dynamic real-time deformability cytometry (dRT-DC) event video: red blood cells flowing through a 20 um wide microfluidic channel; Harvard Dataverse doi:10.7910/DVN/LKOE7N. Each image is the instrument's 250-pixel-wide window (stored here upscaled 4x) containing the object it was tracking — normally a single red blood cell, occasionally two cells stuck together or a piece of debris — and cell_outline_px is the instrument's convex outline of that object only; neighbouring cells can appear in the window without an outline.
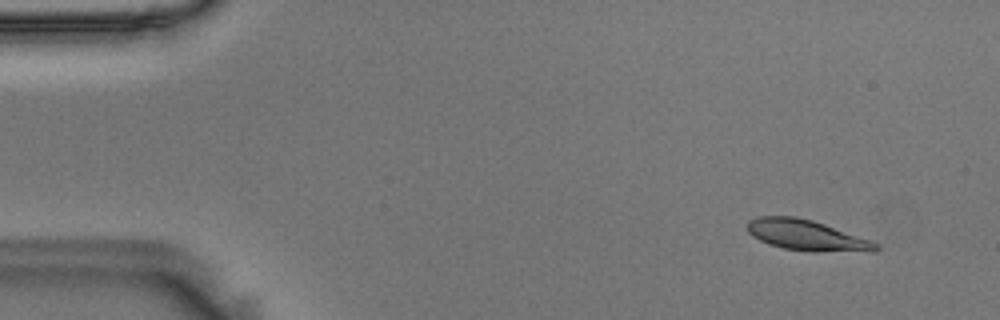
{"species": "Egyptian fruit bat (a non-hibernating species)", "species_latin": "Rousettus aegyptiacus", "temperature_condition": "room temperature", "stored_images_in_passage": 55, "camera_frame_rate_fps": 3000, "um_per_image_px": 0.085, "animal": {"sex": "male"}, "frame": {"image": 1, "passage_image": 4, "time_ms": 1.0, "image_size_px": [1000, 320], "cell_outline_px": [[880, 248], [876, 252], [812, 252], [784, 248], [768, 244], [752, 236], [748, 232], [748, 220], [756, 216], [796, 216], [812, 220], [872, 240], [880, 244]], "centroid_in_image_um": [68.62, 20.01], "position_along_channel_um": 16.4, "area_um2": 23.35}}
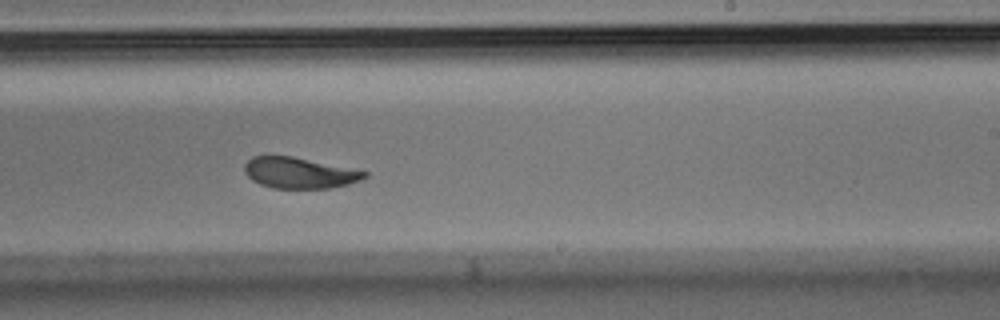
{"frame": {"image": 2, "passage_image": 33, "time_ms": 10.667, "image_size_px": [1000, 320], "cell_outline_px": [[368, 176], [360, 180], [348, 184], [332, 188], [272, 188], [260, 184], [252, 180], [244, 172], [244, 164], [252, 156], [292, 156], [368, 172]], "centroid_in_image_um": [25.42, 14.7], "position_along_channel_um": 263.6, "area_um2": 21.5}}
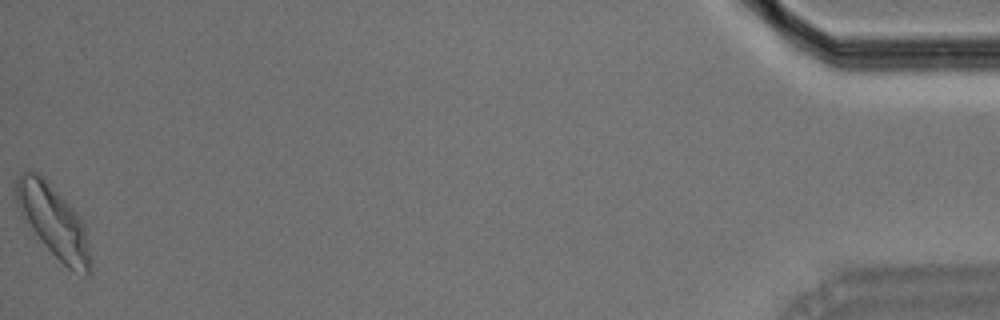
{"frame": {"image": 3, "passage_image": 55, "time_ms": 18.0, "image_size_px": [1000, 320], "cell_outline_px": [[92, 264], [88, 276], [84, 276], [68, 268], [48, 248], [20, 216], [16, 200], [16, 176], [20, 172], [32, 168], [44, 176], [76, 212], [84, 224], [92, 260]], "centroid_in_image_um": [4.53, 18.76], "position_along_channel_um": 430.7, "area_um2": 31.33}, "authors_computed_cell_mechanics": {"area_um2": 23.2356, "velocity_mm_per_s": 3.6029, "shape_relaxation_time_tau1_ms": 2.5374, "shape_relaxation_time_tau2_ms": 1.4279, "deformation_change_tau1": 0.1174, "deformation_change_tau2": 0.0573}}